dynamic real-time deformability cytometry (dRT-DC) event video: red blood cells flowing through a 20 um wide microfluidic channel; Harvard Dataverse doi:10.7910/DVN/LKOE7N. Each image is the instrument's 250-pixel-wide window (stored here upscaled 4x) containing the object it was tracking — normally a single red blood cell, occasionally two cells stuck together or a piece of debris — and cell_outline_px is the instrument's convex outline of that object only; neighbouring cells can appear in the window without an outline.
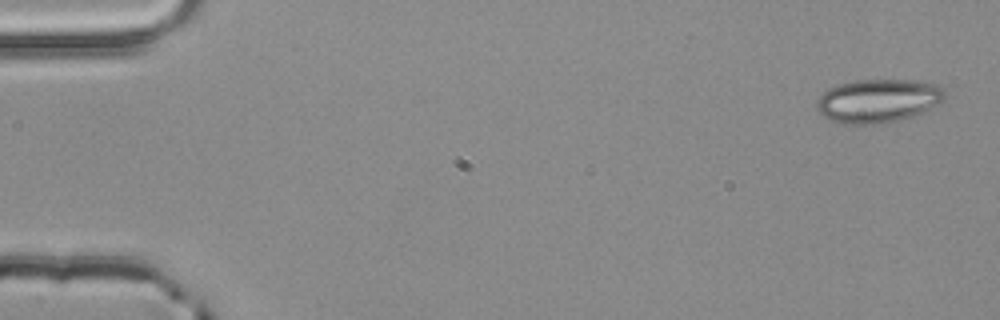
{"species": "common noctule bat (a hibernating species)", "species_latin": "Nyctalus noctula", "temperature_condition": "room temperature", "stored_images_in_passage": 4, "camera_frame_rate_fps": 3000, "um_per_image_px": 0.085, "animal": {"sex": "male", "body_mass_g": 20.4}, "frame": {"image": 1, "passage_image": 1, "time_ms": 0.0, "image_size_px": [1000, 320], "cell_outline_px": [[948, 96], [940, 104], [912, 116], [888, 124], [844, 124], [832, 120], [824, 116], [816, 108], [816, 100], [828, 88], [836, 84], [856, 80], [920, 80], [940, 84], [944, 88]], "centroid_in_image_um": [74.7, 8.56], "position_along_channel_um": 10.3, "area_um2": 33.18}}
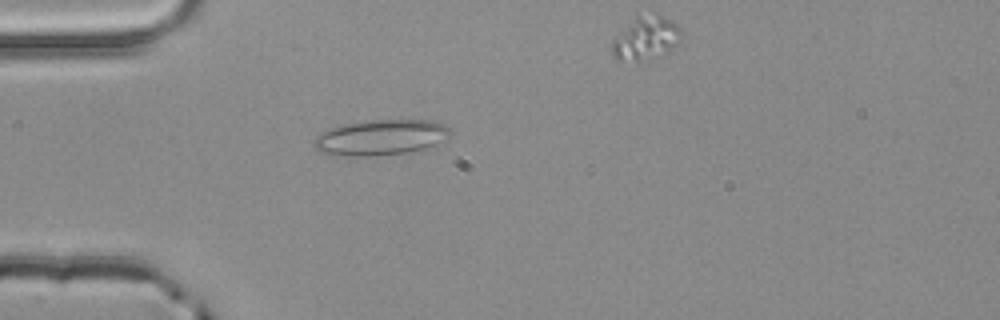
{"frame": {"image": 2, "passage_image": 3, "time_ms": 0.667, "image_size_px": [1000, 320], "cell_outline_px": [[452, 132], [448, 136], [436, 144], [424, 148], [408, 152], [364, 156], [352, 156], [320, 152], [312, 144], [312, 140], [320, 132], [344, 124], [368, 120], [432, 120], [444, 124]], "centroid_in_image_um": [32.34, 11.67], "position_along_channel_um": 52.7, "area_um2": 27.98}}